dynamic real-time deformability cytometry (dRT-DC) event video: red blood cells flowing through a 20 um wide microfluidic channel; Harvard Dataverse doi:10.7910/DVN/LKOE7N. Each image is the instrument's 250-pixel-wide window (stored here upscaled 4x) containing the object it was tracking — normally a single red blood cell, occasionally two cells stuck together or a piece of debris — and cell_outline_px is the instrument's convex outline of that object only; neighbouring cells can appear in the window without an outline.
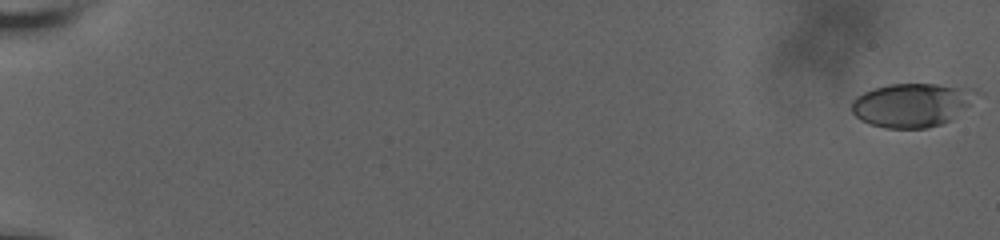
{"species": "human", "species_latin": "Homo sapiens", "temperature_condition": "room temperature", "stored_images_in_passage": 28, "camera_frame_rate_fps": 3000, "um_per_image_px": 0.085, "donor": {"sex": "male"}, "frame": {"image": 1, "passage_image": 1, "time_ms": 0.0, "image_size_px": [1000, 240], "cell_outline_px": [[984, 92], [964, 108], [948, 120], [940, 124], [928, 128], [884, 128], [868, 124], [860, 120], [852, 112], [852, 100], [856, 96], [872, 88], [888, 84], [936, 84], [976, 88]], "centroid_in_image_um": [77.51, 8.9], "position_along_channel_um": 7.5, "area_um2": 32.02}}
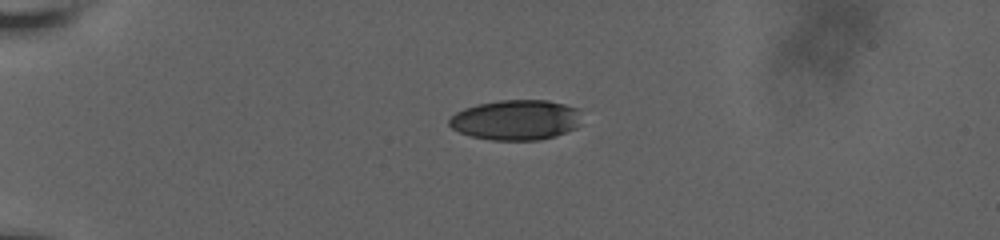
{"frame": {"image": 2, "passage_image": 26, "time_ms": 5.667, "image_size_px": [1000, 240], "cell_outline_px": [[580, 124], [576, 128], [556, 136], [540, 140], [492, 140], [472, 136], [460, 132], [452, 128], [448, 124], [448, 120], [456, 112], [464, 108], [476, 104], [500, 100], [548, 100], [580, 108]], "centroid_in_image_um": [43.88, 10.19], "position_along_channel_um": 41.1, "area_um2": 31.27}}
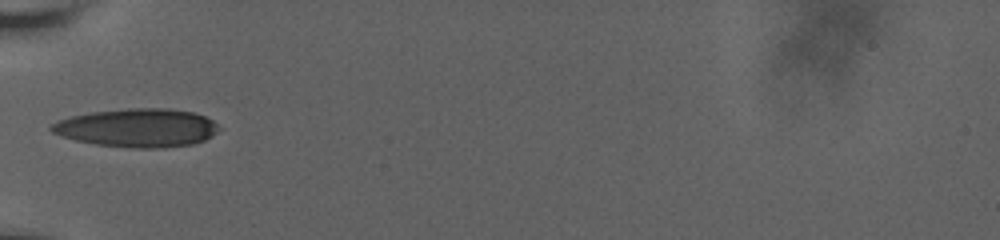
{"frame": {"image": 3, "passage_image": 28, "time_ms": 8.0, "image_size_px": [1000, 240], "cell_outline_px": [[224, 128], [212, 136], [204, 140], [192, 144], [164, 148], [132, 148], [96, 144], [76, 140], [60, 136], [52, 132], [48, 128], [56, 120], [72, 116], [92, 112], [128, 108], [168, 108], [192, 112], [204, 116], [212, 120]], "centroid_in_image_um": [11.7, 10.87], "position_along_channel_um": 73.3, "area_um2": 37.8}}